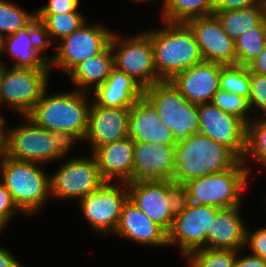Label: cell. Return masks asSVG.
<instances>
[{
  "mask_svg": "<svg viewBox=\"0 0 266 267\" xmlns=\"http://www.w3.org/2000/svg\"><path fill=\"white\" fill-rule=\"evenodd\" d=\"M87 96L89 93L77 89L47 96L45 90L27 117L40 127L64 134L75 144L83 141L87 132L92 102Z\"/></svg>",
  "mask_w": 266,
  "mask_h": 267,
  "instance_id": "cell-1",
  "label": "cell"
},
{
  "mask_svg": "<svg viewBox=\"0 0 266 267\" xmlns=\"http://www.w3.org/2000/svg\"><path fill=\"white\" fill-rule=\"evenodd\" d=\"M240 159L225 145L200 132L180 140L174 147L172 182H186L232 168Z\"/></svg>",
  "mask_w": 266,
  "mask_h": 267,
  "instance_id": "cell-2",
  "label": "cell"
},
{
  "mask_svg": "<svg viewBox=\"0 0 266 267\" xmlns=\"http://www.w3.org/2000/svg\"><path fill=\"white\" fill-rule=\"evenodd\" d=\"M164 26L145 31L154 48V64L161 80L203 61L194 33L186 23L163 21Z\"/></svg>",
  "mask_w": 266,
  "mask_h": 267,
  "instance_id": "cell-3",
  "label": "cell"
},
{
  "mask_svg": "<svg viewBox=\"0 0 266 267\" xmlns=\"http://www.w3.org/2000/svg\"><path fill=\"white\" fill-rule=\"evenodd\" d=\"M250 167L239 160L232 168L194 178L181 186L184 201L219 209L242 205V194L250 176Z\"/></svg>",
  "mask_w": 266,
  "mask_h": 267,
  "instance_id": "cell-4",
  "label": "cell"
},
{
  "mask_svg": "<svg viewBox=\"0 0 266 267\" xmlns=\"http://www.w3.org/2000/svg\"><path fill=\"white\" fill-rule=\"evenodd\" d=\"M21 118L22 125L8 128L6 156L45 164L63 159L73 147L64 134L40 127L27 116Z\"/></svg>",
  "mask_w": 266,
  "mask_h": 267,
  "instance_id": "cell-5",
  "label": "cell"
},
{
  "mask_svg": "<svg viewBox=\"0 0 266 267\" xmlns=\"http://www.w3.org/2000/svg\"><path fill=\"white\" fill-rule=\"evenodd\" d=\"M42 165L38 162L16 160L6 155L4 157L1 181L24 214L32 216L38 213L51 197L50 175Z\"/></svg>",
  "mask_w": 266,
  "mask_h": 267,
  "instance_id": "cell-6",
  "label": "cell"
},
{
  "mask_svg": "<svg viewBox=\"0 0 266 267\" xmlns=\"http://www.w3.org/2000/svg\"><path fill=\"white\" fill-rule=\"evenodd\" d=\"M143 96L177 142L200 132L198 105L189 102L170 80L154 83L143 91Z\"/></svg>",
  "mask_w": 266,
  "mask_h": 267,
  "instance_id": "cell-7",
  "label": "cell"
},
{
  "mask_svg": "<svg viewBox=\"0 0 266 267\" xmlns=\"http://www.w3.org/2000/svg\"><path fill=\"white\" fill-rule=\"evenodd\" d=\"M51 68L7 67L0 75V105L27 116L48 89Z\"/></svg>",
  "mask_w": 266,
  "mask_h": 267,
  "instance_id": "cell-8",
  "label": "cell"
},
{
  "mask_svg": "<svg viewBox=\"0 0 266 267\" xmlns=\"http://www.w3.org/2000/svg\"><path fill=\"white\" fill-rule=\"evenodd\" d=\"M110 45L114 55V68L130 76L144 90L162 81L154 64L151 37L145 31L129 37L113 32Z\"/></svg>",
  "mask_w": 266,
  "mask_h": 267,
  "instance_id": "cell-9",
  "label": "cell"
},
{
  "mask_svg": "<svg viewBox=\"0 0 266 267\" xmlns=\"http://www.w3.org/2000/svg\"><path fill=\"white\" fill-rule=\"evenodd\" d=\"M128 198L167 233L181 200V187L171 180L128 182Z\"/></svg>",
  "mask_w": 266,
  "mask_h": 267,
  "instance_id": "cell-10",
  "label": "cell"
},
{
  "mask_svg": "<svg viewBox=\"0 0 266 267\" xmlns=\"http://www.w3.org/2000/svg\"><path fill=\"white\" fill-rule=\"evenodd\" d=\"M219 210L214 206L189 203L181 198L168 232V245H179L183 257L190 252L207 248V231L211 219Z\"/></svg>",
  "mask_w": 266,
  "mask_h": 267,
  "instance_id": "cell-11",
  "label": "cell"
},
{
  "mask_svg": "<svg viewBox=\"0 0 266 267\" xmlns=\"http://www.w3.org/2000/svg\"><path fill=\"white\" fill-rule=\"evenodd\" d=\"M113 183L104 182L96 191L77 201L93 231L102 235L114 234L128 199L127 183Z\"/></svg>",
  "mask_w": 266,
  "mask_h": 267,
  "instance_id": "cell-12",
  "label": "cell"
},
{
  "mask_svg": "<svg viewBox=\"0 0 266 267\" xmlns=\"http://www.w3.org/2000/svg\"><path fill=\"white\" fill-rule=\"evenodd\" d=\"M113 31L100 24H83L60 41L56 52L49 57V67L67 74L80 62L101 53L109 44Z\"/></svg>",
  "mask_w": 266,
  "mask_h": 267,
  "instance_id": "cell-13",
  "label": "cell"
},
{
  "mask_svg": "<svg viewBox=\"0 0 266 267\" xmlns=\"http://www.w3.org/2000/svg\"><path fill=\"white\" fill-rule=\"evenodd\" d=\"M104 182L93 154L87 158H71L54 174H50V195L64 200L77 198L79 201Z\"/></svg>",
  "mask_w": 266,
  "mask_h": 267,
  "instance_id": "cell-14",
  "label": "cell"
},
{
  "mask_svg": "<svg viewBox=\"0 0 266 267\" xmlns=\"http://www.w3.org/2000/svg\"><path fill=\"white\" fill-rule=\"evenodd\" d=\"M200 133L228 147L240 160L246 152V125L211 102L198 105Z\"/></svg>",
  "mask_w": 266,
  "mask_h": 267,
  "instance_id": "cell-15",
  "label": "cell"
},
{
  "mask_svg": "<svg viewBox=\"0 0 266 267\" xmlns=\"http://www.w3.org/2000/svg\"><path fill=\"white\" fill-rule=\"evenodd\" d=\"M194 33L205 62L220 65H237L235 41L224 32L218 18L212 14L186 22Z\"/></svg>",
  "mask_w": 266,
  "mask_h": 267,
  "instance_id": "cell-16",
  "label": "cell"
},
{
  "mask_svg": "<svg viewBox=\"0 0 266 267\" xmlns=\"http://www.w3.org/2000/svg\"><path fill=\"white\" fill-rule=\"evenodd\" d=\"M130 107L105 108L91 102L88 128L83 140L91 153L97 148L128 137Z\"/></svg>",
  "mask_w": 266,
  "mask_h": 267,
  "instance_id": "cell-17",
  "label": "cell"
},
{
  "mask_svg": "<svg viewBox=\"0 0 266 267\" xmlns=\"http://www.w3.org/2000/svg\"><path fill=\"white\" fill-rule=\"evenodd\" d=\"M174 147L175 145L134 142L132 182L172 180Z\"/></svg>",
  "mask_w": 266,
  "mask_h": 267,
  "instance_id": "cell-18",
  "label": "cell"
},
{
  "mask_svg": "<svg viewBox=\"0 0 266 267\" xmlns=\"http://www.w3.org/2000/svg\"><path fill=\"white\" fill-rule=\"evenodd\" d=\"M221 65L202 61L176 74L170 81L192 104L211 102L219 90Z\"/></svg>",
  "mask_w": 266,
  "mask_h": 267,
  "instance_id": "cell-19",
  "label": "cell"
},
{
  "mask_svg": "<svg viewBox=\"0 0 266 267\" xmlns=\"http://www.w3.org/2000/svg\"><path fill=\"white\" fill-rule=\"evenodd\" d=\"M44 50L47 47L37 20L25 30L3 38L2 54L15 60L13 67L50 68L48 55H42Z\"/></svg>",
  "mask_w": 266,
  "mask_h": 267,
  "instance_id": "cell-20",
  "label": "cell"
},
{
  "mask_svg": "<svg viewBox=\"0 0 266 267\" xmlns=\"http://www.w3.org/2000/svg\"><path fill=\"white\" fill-rule=\"evenodd\" d=\"M114 234L144 246H169L168 233L149 219L129 198L123 205Z\"/></svg>",
  "mask_w": 266,
  "mask_h": 267,
  "instance_id": "cell-21",
  "label": "cell"
},
{
  "mask_svg": "<svg viewBox=\"0 0 266 267\" xmlns=\"http://www.w3.org/2000/svg\"><path fill=\"white\" fill-rule=\"evenodd\" d=\"M128 137L134 142L176 145L172 131L160 120L155 107L142 96L131 107Z\"/></svg>",
  "mask_w": 266,
  "mask_h": 267,
  "instance_id": "cell-22",
  "label": "cell"
},
{
  "mask_svg": "<svg viewBox=\"0 0 266 267\" xmlns=\"http://www.w3.org/2000/svg\"><path fill=\"white\" fill-rule=\"evenodd\" d=\"M241 207L220 209L211 219L207 248L236 251L245 248L247 224L241 216Z\"/></svg>",
  "mask_w": 266,
  "mask_h": 267,
  "instance_id": "cell-23",
  "label": "cell"
},
{
  "mask_svg": "<svg viewBox=\"0 0 266 267\" xmlns=\"http://www.w3.org/2000/svg\"><path fill=\"white\" fill-rule=\"evenodd\" d=\"M92 154L105 182H132L134 141L130 137L101 146Z\"/></svg>",
  "mask_w": 266,
  "mask_h": 267,
  "instance_id": "cell-24",
  "label": "cell"
},
{
  "mask_svg": "<svg viewBox=\"0 0 266 267\" xmlns=\"http://www.w3.org/2000/svg\"><path fill=\"white\" fill-rule=\"evenodd\" d=\"M143 91L130 76L113 68L108 79L92 91V101L105 108L131 107L143 96Z\"/></svg>",
  "mask_w": 266,
  "mask_h": 267,
  "instance_id": "cell-25",
  "label": "cell"
},
{
  "mask_svg": "<svg viewBox=\"0 0 266 267\" xmlns=\"http://www.w3.org/2000/svg\"><path fill=\"white\" fill-rule=\"evenodd\" d=\"M113 68L114 55L109 44L101 53L77 64L67 76L77 87L75 89L90 93L108 79Z\"/></svg>",
  "mask_w": 266,
  "mask_h": 267,
  "instance_id": "cell-26",
  "label": "cell"
},
{
  "mask_svg": "<svg viewBox=\"0 0 266 267\" xmlns=\"http://www.w3.org/2000/svg\"><path fill=\"white\" fill-rule=\"evenodd\" d=\"M224 32L234 41L248 29L256 27L266 17L264 4L238 10L214 11Z\"/></svg>",
  "mask_w": 266,
  "mask_h": 267,
  "instance_id": "cell-27",
  "label": "cell"
},
{
  "mask_svg": "<svg viewBox=\"0 0 266 267\" xmlns=\"http://www.w3.org/2000/svg\"><path fill=\"white\" fill-rule=\"evenodd\" d=\"M36 20L41 24L47 48L54 43L53 38L61 41L86 23L84 16L78 10L64 14H36Z\"/></svg>",
  "mask_w": 266,
  "mask_h": 267,
  "instance_id": "cell-28",
  "label": "cell"
},
{
  "mask_svg": "<svg viewBox=\"0 0 266 267\" xmlns=\"http://www.w3.org/2000/svg\"><path fill=\"white\" fill-rule=\"evenodd\" d=\"M213 13L214 0H166L161 18L166 22L186 23L193 18Z\"/></svg>",
  "mask_w": 266,
  "mask_h": 267,
  "instance_id": "cell-29",
  "label": "cell"
},
{
  "mask_svg": "<svg viewBox=\"0 0 266 267\" xmlns=\"http://www.w3.org/2000/svg\"><path fill=\"white\" fill-rule=\"evenodd\" d=\"M266 43V17L235 40L237 65L247 66L263 51Z\"/></svg>",
  "mask_w": 266,
  "mask_h": 267,
  "instance_id": "cell-30",
  "label": "cell"
},
{
  "mask_svg": "<svg viewBox=\"0 0 266 267\" xmlns=\"http://www.w3.org/2000/svg\"><path fill=\"white\" fill-rule=\"evenodd\" d=\"M35 21L36 13L31 14L12 1L0 0V36L2 38L25 30Z\"/></svg>",
  "mask_w": 266,
  "mask_h": 267,
  "instance_id": "cell-31",
  "label": "cell"
},
{
  "mask_svg": "<svg viewBox=\"0 0 266 267\" xmlns=\"http://www.w3.org/2000/svg\"><path fill=\"white\" fill-rule=\"evenodd\" d=\"M250 159L266 168V118L261 116L246 125V152L242 162L246 165Z\"/></svg>",
  "mask_w": 266,
  "mask_h": 267,
  "instance_id": "cell-32",
  "label": "cell"
},
{
  "mask_svg": "<svg viewBox=\"0 0 266 267\" xmlns=\"http://www.w3.org/2000/svg\"><path fill=\"white\" fill-rule=\"evenodd\" d=\"M219 89L249 99L250 72L248 67L243 65H221Z\"/></svg>",
  "mask_w": 266,
  "mask_h": 267,
  "instance_id": "cell-33",
  "label": "cell"
},
{
  "mask_svg": "<svg viewBox=\"0 0 266 267\" xmlns=\"http://www.w3.org/2000/svg\"><path fill=\"white\" fill-rule=\"evenodd\" d=\"M189 267H234L236 250L203 248L186 254Z\"/></svg>",
  "mask_w": 266,
  "mask_h": 267,
  "instance_id": "cell-34",
  "label": "cell"
},
{
  "mask_svg": "<svg viewBox=\"0 0 266 267\" xmlns=\"http://www.w3.org/2000/svg\"><path fill=\"white\" fill-rule=\"evenodd\" d=\"M211 103L225 113L238 117L245 125L252 120L249 116V111H252L249 99L241 95L219 89L213 95Z\"/></svg>",
  "mask_w": 266,
  "mask_h": 267,
  "instance_id": "cell-35",
  "label": "cell"
},
{
  "mask_svg": "<svg viewBox=\"0 0 266 267\" xmlns=\"http://www.w3.org/2000/svg\"><path fill=\"white\" fill-rule=\"evenodd\" d=\"M249 104L253 113L258 118L260 111L262 118H266V75L250 72ZM264 112V113H263Z\"/></svg>",
  "mask_w": 266,
  "mask_h": 267,
  "instance_id": "cell-36",
  "label": "cell"
},
{
  "mask_svg": "<svg viewBox=\"0 0 266 267\" xmlns=\"http://www.w3.org/2000/svg\"><path fill=\"white\" fill-rule=\"evenodd\" d=\"M23 213L13 200V197L4 183L0 180V220L8 226L16 213Z\"/></svg>",
  "mask_w": 266,
  "mask_h": 267,
  "instance_id": "cell-37",
  "label": "cell"
},
{
  "mask_svg": "<svg viewBox=\"0 0 266 267\" xmlns=\"http://www.w3.org/2000/svg\"><path fill=\"white\" fill-rule=\"evenodd\" d=\"M246 246L252 250L251 254L261 257L266 261V227L257 230H246Z\"/></svg>",
  "mask_w": 266,
  "mask_h": 267,
  "instance_id": "cell-38",
  "label": "cell"
},
{
  "mask_svg": "<svg viewBox=\"0 0 266 267\" xmlns=\"http://www.w3.org/2000/svg\"><path fill=\"white\" fill-rule=\"evenodd\" d=\"M80 0H49L46 4L36 10V14H64L75 12L79 7Z\"/></svg>",
  "mask_w": 266,
  "mask_h": 267,
  "instance_id": "cell-39",
  "label": "cell"
},
{
  "mask_svg": "<svg viewBox=\"0 0 266 267\" xmlns=\"http://www.w3.org/2000/svg\"><path fill=\"white\" fill-rule=\"evenodd\" d=\"M264 4V0H214V11L238 10Z\"/></svg>",
  "mask_w": 266,
  "mask_h": 267,
  "instance_id": "cell-40",
  "label": "cell"
},
{
  "mask_svg": "<svg viewBox=\"0 0 266 267\" xmlns=\"http://www.w3.org/2000/svg\"><path fill=\"white\" fill-rule=\"evenodd\" d=\"M236 251V259L234 267H266V261L259 256L248 254L246 256H239V252Z\"/></svg>",
  "mask_w": 266,
  "mask_h": 267,
  "instance_id": "cell-41",
  "label": "cell"
},
{
  "mask_svg": "<svg viewBox=\"0 0 266 267\" xmlns=\"http://www.w3.org/2000/svg\"><path fill=\"white\" fill-rule=\"evenodd\" d=\"M249 72L266 75V43L259 56L247 65Z\"/></svg>",
  "mask_w": 266,
  "mask_h": 267,
  "instance_id": "cell-42",
  "label": "cell"
},
{
  "mask_svg": "<svg viewBox=\"0 0 266 267\" xmlns=\"http://www.w3.org/2000/svg\"><path fill=\"white\" fill-rule=\"evenodd\" d=\"M0 267H23L11 252L0 246Z\"/></svg>",
  "mask_w": 266,
  "mask_h": 267,
  "instance_id": "cell-43",
  "label": "cell"
},
{
  "mask_svg": "<svg viewBox=\"0 0 266 267\" xmlns=\"http://www.w3.org/2000/svg\"><path fill=\"white\" fill-rule=\"evenodd\" d=\"M8 128L5 118L0 115V155H6L7 152Z\"/></svg>",
  "mask_w": 266,
  "mask_h": 267,
  "instance_id": "cell-44",
  "label": "cell"
},
{
  "mask_svg": "<svg viewBox=\"0 0 266 267\" xmlns=\"http://www.w3.org/2000/svg\"><path fill=\"white\" fill-rule=\"evenodd\" d=\"M5 155H0V180H1V168H2V163L4 161Z\"/></svg>",
  "mask_w": 266,
  "mask_h": 267,
  "instance_id": "cell-45",
  "label": "cell"
},
{
  "mask_svg": "<svg viewBox=\"0 0 266 267\" xmlns=\"http://www.w3.org/2000/svg\"><path fill=\"white\" fill-rule=\"evenodd\" d=\"M4 67H5V63H3L1 58H0V75H1L2 70L4 69Z\"/></svg>",
  "mask_w": 266,
  "mask_h": 267,
  "instance_id": "cell-46",
  "label": "cell"
},
{
  "mask_svg": "<svg viewBox=\"0 0 266 267\" xmlns=\"http://www.w3.org/2000/svg\"><path fill=\"white\" fill-rule=\"evenodd\" d=\"M2 45H3V38L0 36V54H2Z\"/></svg>",
  "mask_w": 266,
  "mask_h": 267,
  "instance_id": "cell-47",
  "label": "cell"
},
{
  "mask_svg": "<svg viewBox=\"0 0 266 267\" xmlns=\"http://www.w3.org/2000/svg\"><path fill=\"white\" fill-rule=\"evenodd\" d=\"M134 1H136V2H141V3H142L143 1H144V2H145V1H146V2H147V1L150 2V0H134ZM163 2H164V3H162V5H163V4L165 5L166 0H163Z\"/></svg>",
  "mask_w": 266,
  "mask_h": 267,
  "instance_id": "cell-48",
  "label": "cell"
},
{
  "mask_svg": "<svg viewBox=\"0 0 266 267\" xmlns=\"http://www.w3.org/2000/svg\"><path fill=\"white\" fill-rule=\"evenodd\" d=\"M5 227L6 225L0 220V231H2Z\"/></svg>",
  "mask_w": 266,
  "mask_h": 267,
  "instance_id": "cell-49",
  "label": "cell"
}]
</instances>
